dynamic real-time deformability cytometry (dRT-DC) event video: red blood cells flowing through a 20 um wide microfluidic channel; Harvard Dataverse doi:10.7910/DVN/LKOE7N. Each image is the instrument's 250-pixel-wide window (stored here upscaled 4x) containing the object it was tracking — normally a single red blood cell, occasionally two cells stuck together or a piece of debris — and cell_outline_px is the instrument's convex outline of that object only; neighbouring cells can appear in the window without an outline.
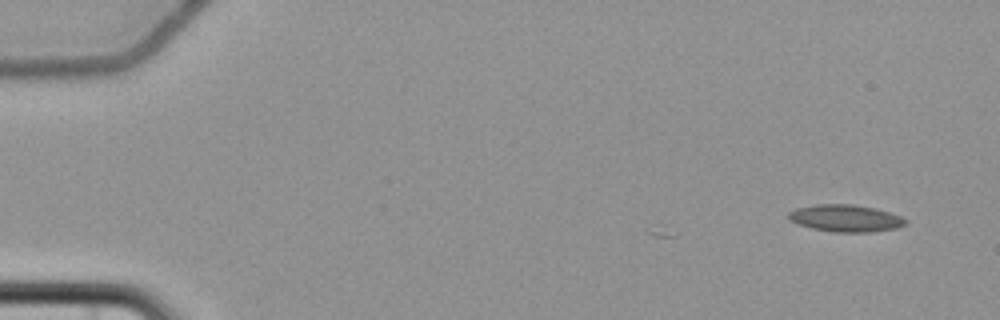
{"species": "common noctule bat (a hibernating species)", "species_latin": "Nyctalus noctula", "temperature_condition": "cold", "stored_images_in_passage": 2, "camera_frame_rate_fps": 3000, "um_per_image_px": 0.085, "animal": {"sex": "female", "body_mass_g": 22.7, "forearm_length_mm": 54.2}, "frame": {"image": 1, "passage_image": 2, "time_ms": 1.0, "image_size_px": [1000, 320], "cell_outline_px": [[908, 224], [896, 228], [872, 232], [832, 232], [812, 228], [788, 220], [788, 212], [796, 208], [816, 204], [852, 204], [876, 208], [900, 216], [908, 220]], "centroid_in_image_um": [71.89, 18.55], "position_along_channel_um": 13.1, "area_um2": 18.55}}